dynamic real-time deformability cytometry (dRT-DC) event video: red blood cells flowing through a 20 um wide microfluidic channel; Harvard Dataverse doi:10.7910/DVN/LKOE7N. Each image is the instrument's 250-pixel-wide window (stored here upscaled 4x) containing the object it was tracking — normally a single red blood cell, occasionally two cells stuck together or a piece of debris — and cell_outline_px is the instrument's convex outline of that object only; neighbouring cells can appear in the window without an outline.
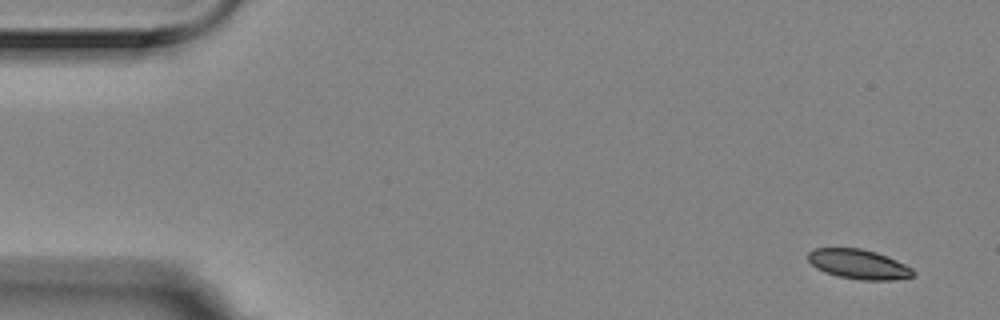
{"species": "Egyptian fruit bat (a non-hibernating species)", "species_latin": "Rousettus aegyptiacus", "temperature_condition": "room temperature", "stored_images_in_passage": 4, "camera_frame_rate_fps": 3000, "um_per_image_px": 0.085, "animal": {"sex": "female"}, "frame": {"image": 1, "passage_image": 1, "time_ms": 0.0, "image_size_px": [1000, 320], "cell_outline_px": [[916, 276], [892, 280], [864, 280], [840, 276], [824, 272], [816, 268], [808, 260], [808, 252], [812, 248], [860, 248], [876, 252], [896, 260], [912, 268], [916, 272]], "centroid_in_image_um": [72.99, 22.45], "position_along_channel_um": 12.0, "area_um2": 18.15}}